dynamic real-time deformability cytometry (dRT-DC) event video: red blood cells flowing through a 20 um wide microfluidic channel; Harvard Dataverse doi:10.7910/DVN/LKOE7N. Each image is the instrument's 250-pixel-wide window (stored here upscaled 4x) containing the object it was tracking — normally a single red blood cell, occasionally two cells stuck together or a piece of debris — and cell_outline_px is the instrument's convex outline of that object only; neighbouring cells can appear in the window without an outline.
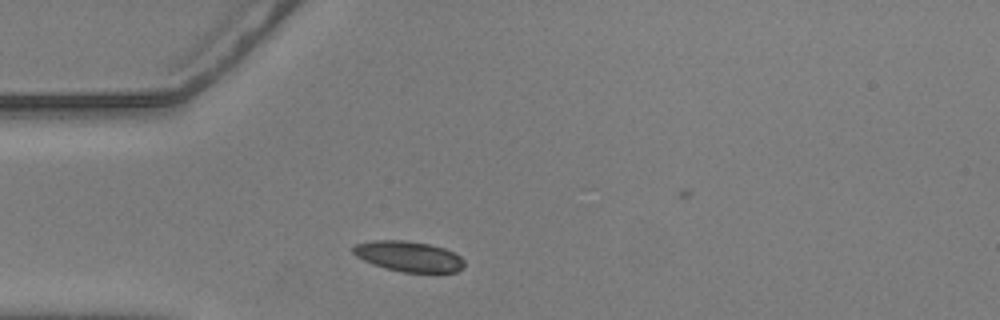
{"species": "common noctule bat (a hibernating species)", "species_latin": "Nyctalus noctula", "temperature_condition": "warm", "stored_images_in_passage": 35, "camera_frame_rate_fps": 3000, "um_per_image_px": 0.085, "animal": {"sex": "male", "body_mass_g": 20.5, "forearm_length_mm": 52.5}, "frame": {"image": 1, "passage_image": 1, "time_ms": 0.0, "image_size_px": [1000, 320], "cell_outline_px": [[464, 264], [456, 272], [404, 272], [384, 268], [372, 264], [356, 256], [352, 252], [352, 248], [356, 244], [372, 240], [404, 240], [428, 244], [444, 248], [460, 256], [464, 260]], "centroid_in_image_um": [34.7, 21.78], "position_along_channel_um": 50.3, "area_um2": 19.59}}
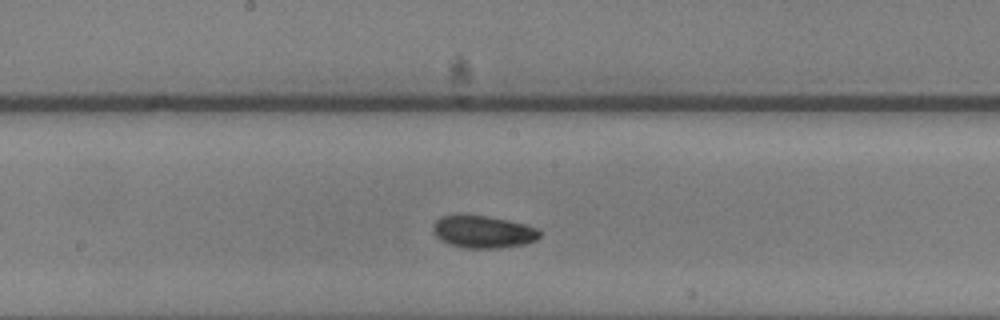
{"frame": {"image": 2, "passage_image": 15, "time_ms": 4.667, "image_size_px": [1000, 320], "cell_outline_px": [[540, 236], [536, 240], [524, 244], [500, 248], [464, 248], [448, 244], [440, 240], [432, 232], [432, 224], [440, 216], [460, 212], [488, 216], [524, 224], [540, 228]], "centroid_in_image_um": [41.0, 19.67], "position_along_channel_um": 207.2, "area_um2": 20.81}}
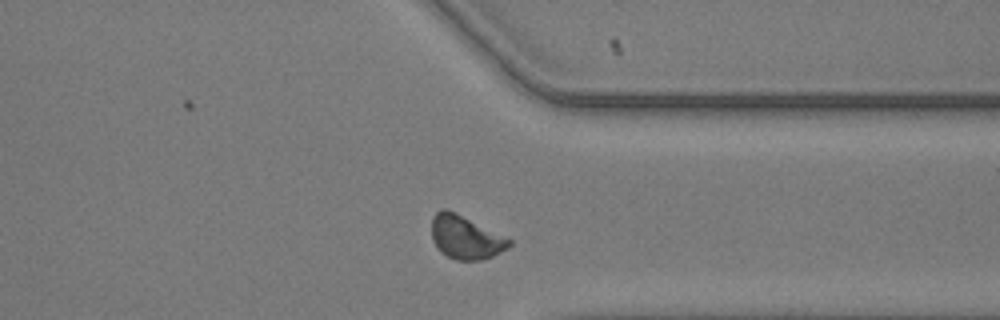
{"frame": {"image": 3, "passage_image": 29, "time_ms": 9.333, "image_size_px": [1000, 320], "cell_outline_px": [[512, 244], [508, 248], [484, 260], [456, 260], [440, 252], [436, 248], [432, 240], [432, 216], [440, 208], [448, 208], [512, 240]], "centroid_in_image_um": [39.54, 20.16], "position_along_channel_um": 371.9, "area_um2": 19.77}}